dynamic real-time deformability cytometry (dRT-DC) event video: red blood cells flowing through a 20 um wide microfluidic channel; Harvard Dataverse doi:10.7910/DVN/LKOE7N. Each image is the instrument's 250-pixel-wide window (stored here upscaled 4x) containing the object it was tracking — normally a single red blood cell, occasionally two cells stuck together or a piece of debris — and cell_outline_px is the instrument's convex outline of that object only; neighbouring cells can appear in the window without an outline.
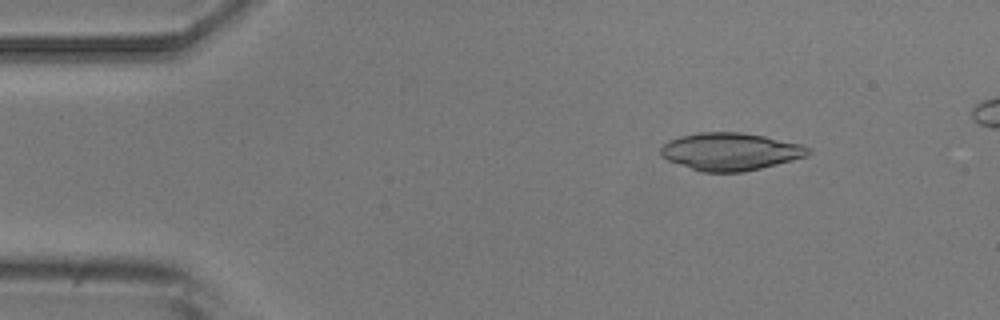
{"species": "common noctule bat (a hibernating species)", "species_latin": "Nyctalus noctula", "temperature_condition": "room temperature", "stored_images_in_passage": 5, "camera_frame_rate_fps": 3000, "um_per_image_px": 0.085, "animal": {"sex": "male", "body_mass_g": 20.5, "forearm_length_mm": 52.5}, "frame": {"image": 1, "passage_image": 2, "time_ms": 1.0, "image_size_px": [1000, 320], "cell_outline_px": [[812, 152], [808, 156], [744, 172], [700, 172], [668, 160], [660, 156], [660, 148], [668, 140], [680, 136], [700, 132], [740, 132], [764, 136], [800, 144], [812, 148]], "centroid_in_image_um": [62.07, 12.88], "position_along_channel_um": 22.9, "area_um2": 32.37}}